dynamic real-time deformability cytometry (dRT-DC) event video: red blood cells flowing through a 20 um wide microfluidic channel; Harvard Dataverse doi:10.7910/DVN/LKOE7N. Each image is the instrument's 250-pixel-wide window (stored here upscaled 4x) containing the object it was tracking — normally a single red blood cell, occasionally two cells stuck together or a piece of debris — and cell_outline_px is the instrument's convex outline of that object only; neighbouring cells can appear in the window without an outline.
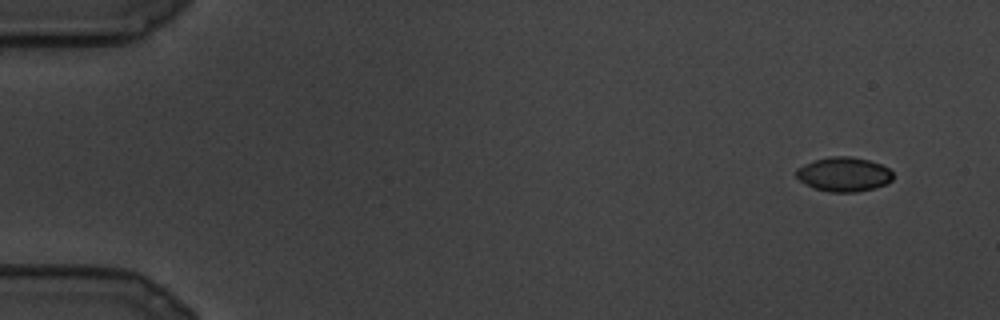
{"species": "common noctule bat (a hibernating species)", "species_latin": "Nyctalus noctula", "temperature_condition": "cold", "stored_images_in_passage": 27, "camera_frame_rate_fps": 3000, "um_per_image_px": 0.085, "animal": {"sex": "male", "body_mass_g": 19.5, "forearm_length_mm": 54.6}, "frame": {"image": 1, "passage_image": 1, "time_ms": 0.0, "image_size_px": [1000, 320], "cell_outline_px": [[892, 180], [888, 184], [876, 188], [856, 192], [828, 192], [812, 188], [800, 180], [796, 176], [796, 168], [804, 164], [828, 156], [848, 156], [868, 160], [880, 164], [888, 168], [892, 172]], "centroid_in_image_um": [71.72, 14.83], "position_along_channel_um": 13.3, "area_um2": 19.48}}
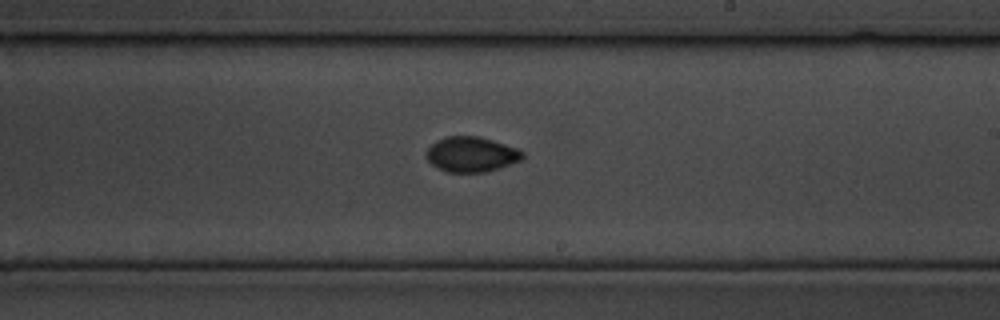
{"frame": {"image": 2, "passage_image": 16, "time_ms": 5.0, "image_size_px": [1000, 320], "cell_outline_px": [[524, 156], [520, 160], [484, 172], [448, 172], [432, 164], [424, 156], [424, 152], [436, 140], [444, 136], [480, 136], [516, 148], [524, 152]], "centroid_in_image_um": [40.01, 13.1], "position_along_channel_um": 249.0, "area_um2": 19.54}}
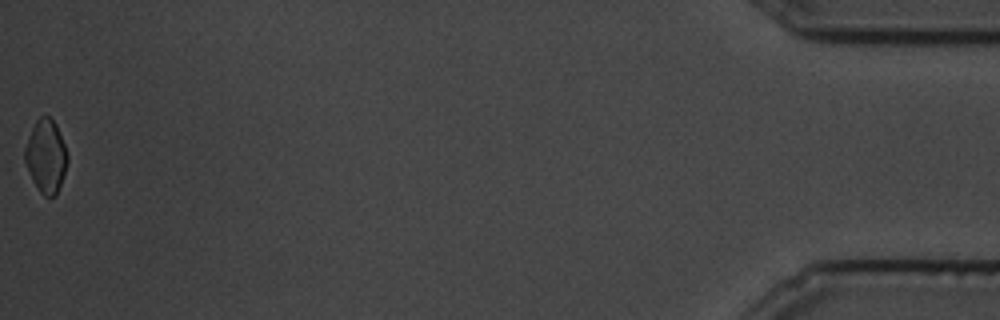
{"frame": {"image": 3, "passage_image": 27, "time_ms": 8.667, "image_size_px": [1000, 320], "cell_outline_px": [[68, 160], [56, 196], [44, 196], [40, 192], [32, 180], [24, 160], [24, 148], [28, 136], [36, 120], [40, 116], [48, 116], [56, 124], [64, 144], [68, 156]], "centroid_in_image_um": [3.89, 13.27], "position_along_channel_um": 431.3, "area_um2": 17.98}}